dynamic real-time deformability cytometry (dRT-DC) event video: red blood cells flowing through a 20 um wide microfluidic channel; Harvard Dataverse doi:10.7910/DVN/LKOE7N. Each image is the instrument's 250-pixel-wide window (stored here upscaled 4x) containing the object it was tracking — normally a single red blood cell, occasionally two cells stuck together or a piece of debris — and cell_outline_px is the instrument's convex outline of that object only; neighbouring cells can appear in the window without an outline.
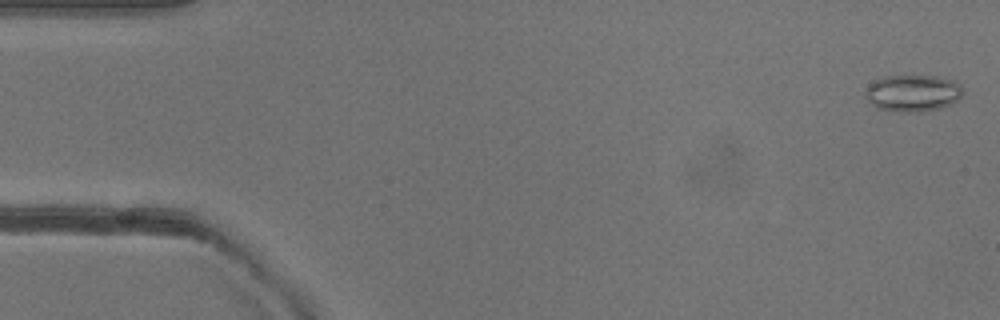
{"species": "common noctule bat (a hibernating species)", "species_latin": "Nyctalus noctula", "temperature_condition": "warm", "stored_images_in_passage": 50, "camera_frame_rate_fps": 3000, "um_per_image_px": 0.085, "animal": {"sex": "female"}, "frame": {"image": 1, "passage_image": 1, "time_ms": 0.0, "image_size_px": [1000, 320], "cell_outline_px": [[964, 96], [940, 108], [920, 112], [904, 112], [876, 108], [868, 100], [864, 92], [868, 84], [876, 80], [888, 76], [936, 76], [952, 80], [960, 84], [964, 92]], "centroid_in_image_um": [77.59, 7.91], "position_along_channel_um": 7.4, "area_um2": 20.87}}
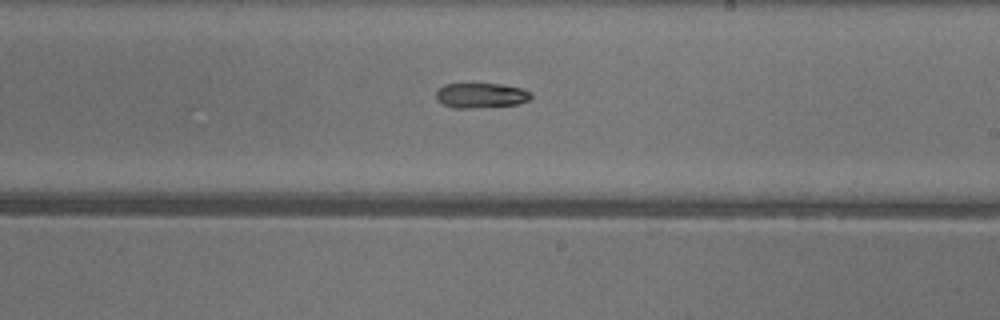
{"frame": {"image": 2, "passage_image": 29, "time_ms": 9.333, "image_size_px": [1000, 320], "cell_outline_px": [[532, 96], [528, 100], [520, 104], [468, 108], [452, 108], [436, 100], [436, 92], [444, 84], [464, 80], [472, 80], [500, 84], [524, 88], [532, 92]], "centroid_in_image_um": [40.85, 8.04], "position_along_channel_um": 248.1, "area_um2": 14.8}}
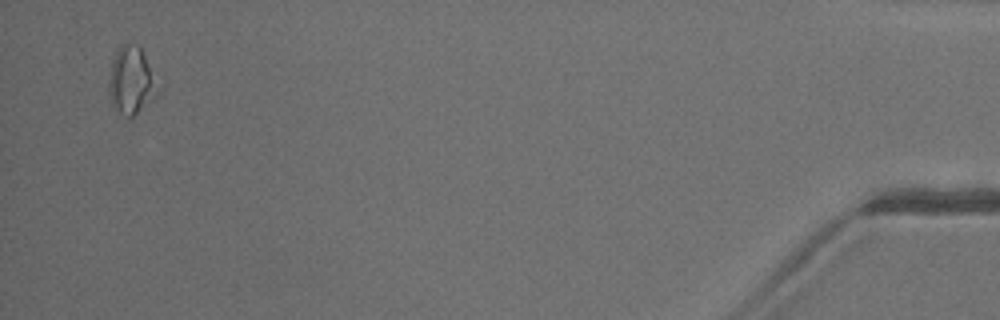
{"frame": {"image": 3, "passage_image": 49, "time_ms": 16.0, "image_size_px": [1000, 320], "cell_outline_px": [[164, 88], [152, 100], [128, 120], [112, 104], [108, 92], [108, 84], [112, 60], [120, 44], [136, 44], [140, 48]], "centroid_in_image_um": [11.21, 6.86], "position_along_channel_um": 424.0, "area_um2": 19.71}}